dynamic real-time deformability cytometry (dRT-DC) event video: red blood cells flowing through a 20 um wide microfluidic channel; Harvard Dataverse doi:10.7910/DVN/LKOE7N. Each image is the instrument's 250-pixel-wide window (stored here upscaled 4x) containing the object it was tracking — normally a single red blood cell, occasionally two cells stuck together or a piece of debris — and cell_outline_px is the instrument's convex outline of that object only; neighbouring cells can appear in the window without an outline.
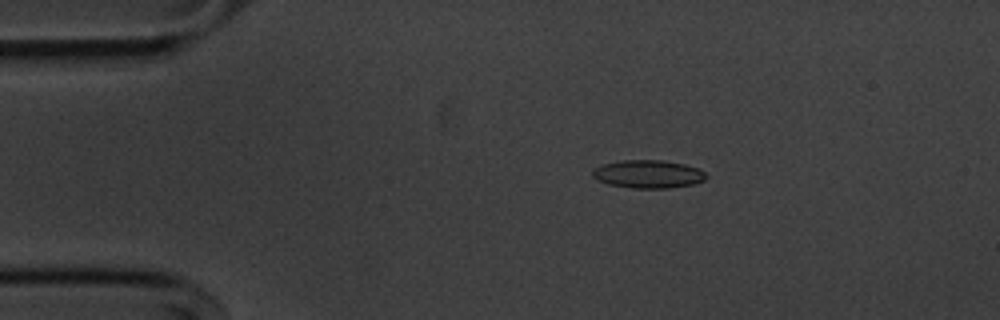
{"species": "common noctule bat (a hibernating species)", "species_latin": "Nyctalus noctula", "temperature_condition": "cold", "stored_images_in_passage": 46, "camera_frame_rate_fps": 3000, "um_per_image_px": 0.085, "animal": {"sex": "male", "body_mass_g": 20.1, "forearm_length_mm": 53.5}, "frame": {"image": 1, "passage_image": 1, "time_ms": 0.0, "image_size_px": [1000, 320], "cell_outline_px": [[708, 176], [704, 180], [692, 184], [668, 188], [632, 188], [608, 184], [592, 176], [592, 168], [604, 164], [624, 160], [660, 160], [684, 164], [700, 168]], "centroid_in_image_um": [55.1, 14.79], "position_along_channel_um": 29.9, "area_um2": 18.5}}
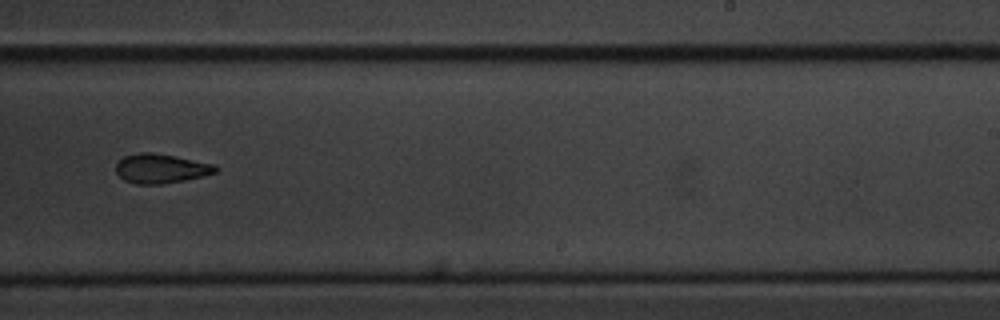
{"frame": {"image": 2, "passage_image": 25, "time_ms": 8.0, "image_size_px": [1000, 320], "cell_outline_px": [[220, 168], [216, 172], [184, 180], [160, 184], [136, 184], [124, 180], [116, 172], [116, 164], [124, 156], [140, 152], [152, 152], [216, 164]], "centroid_in_image_um": [13.68, 14.32], "position_along_channel_um": 275.3, "area_um2": 16.94}}
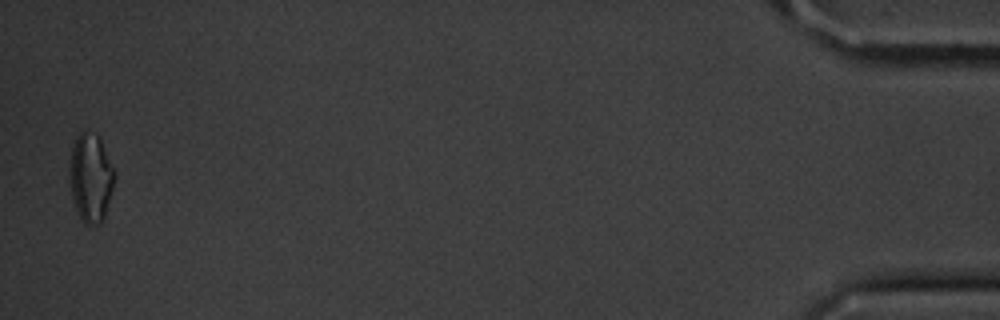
{"frame": {"image": 3, "passage_image": 45, "time_ms": 14.667, "image_size_px": [1000, 320], "cell_outline_px": [[116, 176], [104, 220], [100, 224], [84, 224], [80, 220], [72, 200], [68, 184], [68, 172], [72, 144], [76, 136], [84, 128], [96, 132], [100, 136], [116, 168]], "centroid_in_image_um": [7.71, 15.05], "position_along_channel_um": 427.5, "area_um2": 24.62}, "authors_computed_cell_mechanics": {"area_um2": 18.1203, "velocity_mm_per_s": 3.638, "shape_relaxation_time_tau1_ms": 3.0516, "shape_relaxation_time_tau2_ms": null, "deformation_change_tau1": 0.105, "deformation_change_tau2": null}}